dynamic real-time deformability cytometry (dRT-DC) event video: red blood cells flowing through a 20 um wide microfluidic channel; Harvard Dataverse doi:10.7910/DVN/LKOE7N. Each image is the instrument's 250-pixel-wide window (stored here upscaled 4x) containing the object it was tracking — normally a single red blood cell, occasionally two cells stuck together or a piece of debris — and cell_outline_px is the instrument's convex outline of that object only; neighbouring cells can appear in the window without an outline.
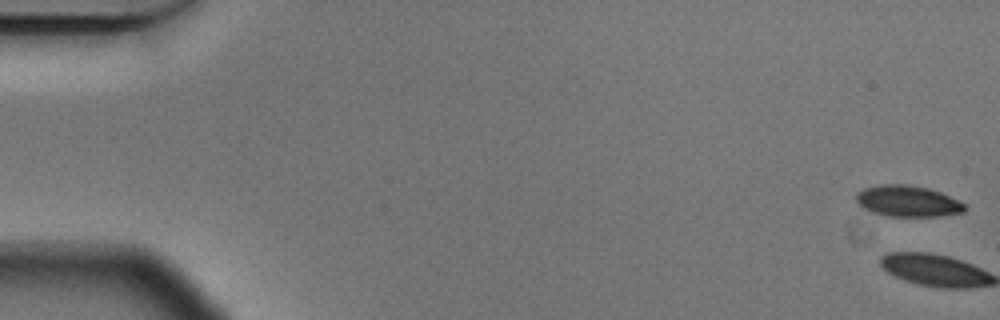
{"species": "Egyptian fruit bat (a non-hibernating species)", "species_latin": "Rousettus aegyptiacus", "temperature_condition": "cold", "stored_images_in_passage": 2, "camera_frame_rate_fps": 3000, "um_per_image_px": 0.085, "animal": {"sex": "male"}, "frame": {"image": 1, "passage_image": 1, "time_ms": 0.0, "image_size_px": [1000, 320], "cell_outline_px": [[968, 208], [964, 212], [936, 216], [884, 216], [872, 212], [864, 208], [856, 200], [856, 192], [864, 188], [880, 184], [908, 184], [928, 188], [940, 192], [964, 204]], "centroid_in_image_um": [77.13, 17.09], "position_along_channel_um": 7.9, "area_um2": 19.65}}